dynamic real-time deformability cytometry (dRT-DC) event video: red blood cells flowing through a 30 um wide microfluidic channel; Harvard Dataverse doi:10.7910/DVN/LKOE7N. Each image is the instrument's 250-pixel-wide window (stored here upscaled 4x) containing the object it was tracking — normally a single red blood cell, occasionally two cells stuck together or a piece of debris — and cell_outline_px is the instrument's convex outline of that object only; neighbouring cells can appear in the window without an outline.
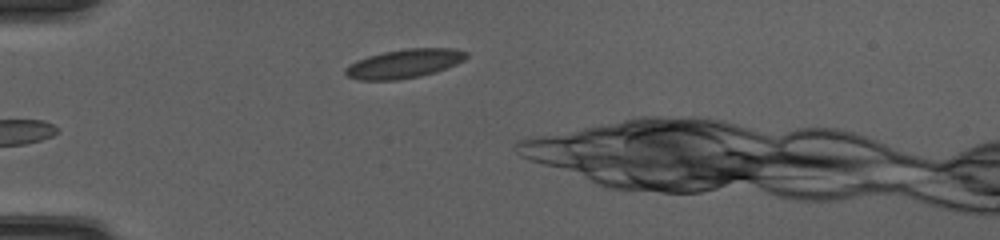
{"species": "common noctule bat (a hibernating species)", "species_latin": "Nyctalus noctula", "temperature_condition": "cold", "stored_images_in_passage": 10, "camera_frame_rate_fps": 3000, "um_per_image_px": 0.085, "animal": {"sex": "female", "body_mass_g": 20.0, "forearm_length_mm": 54.0}, "frame": {"image": 1, "passage_image": 1, "time_ms": 0.0, "image_size_px": [1000, 240], "cell_outline_px": [[468, 56], [464, 60], [456, 64], [436, 72], [420, 76], [396, 80], [356, 80], [348, 76], [344, 72], [344, 68], [356, 60], [368, 56], [384, 52], [408, 48], [456, 48], [468, 52]], "centroid_in_image_um": [34.37, 5.41], "position_along_channel_um": 50.6, "area_um2": 20.46}}
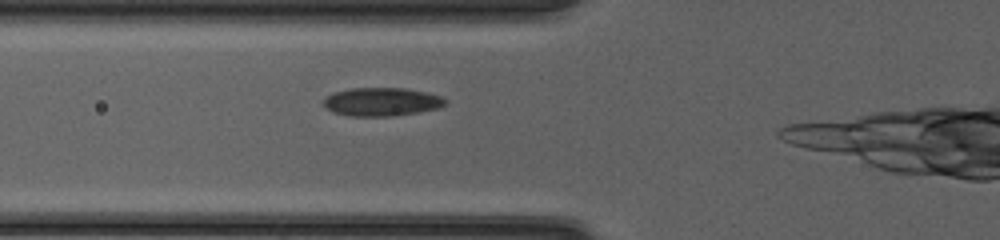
{"frame": {"image": 2, "passage_image": 6, "time_ms": 1.667, "image_size_px": [1000, 240], "cell_outline_px": [[448, 104], [440, 108], [420, 112], [392, 116], [348, 116], [332, 112], [324, 108], [324, 100], [328, 96], [336, 92], [352, 88], [404, 88], [424, 92], [440, 96], [448, 100]], "centroid_in_image_um": [32.47, 8.67], "position_along_channel_um": 93.3, "area_um2": 20.23}}
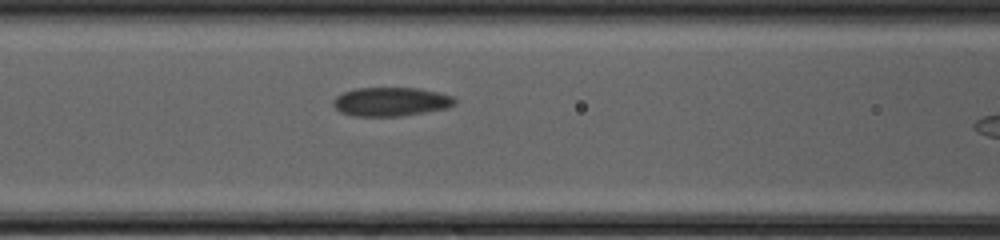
{"frame": {"image": 3, "passage_image": 9, "time_ms": 2.667, "image_size_px": [1000, 240], "cell_outline_px": [[456, 104], [448, 108], [404, 116], [352, 116], [340, 112], [332, 104], [332, 100], [336, 96], [344, 92], [356, 88], [420, 88], [452, 96], [456, 100]], "centroid_in_image_um": [33.22, 8.65], "position_along_channel_um": 133.4, "area_um2": 20.58}}